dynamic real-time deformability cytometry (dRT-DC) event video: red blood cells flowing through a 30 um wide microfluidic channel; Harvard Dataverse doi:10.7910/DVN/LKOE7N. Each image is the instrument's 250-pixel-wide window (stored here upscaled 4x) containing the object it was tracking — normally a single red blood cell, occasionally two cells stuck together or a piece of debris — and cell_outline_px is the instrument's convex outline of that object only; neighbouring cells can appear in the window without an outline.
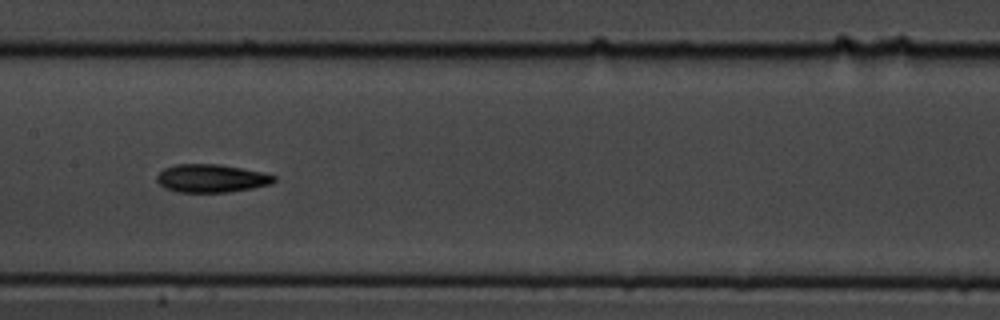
{"species": "common noctule bat (a hibernating species)", "species_latin": "Nyctalus noctula", "temperature_condition": "cold", "stored_images_in_passage": 24, "camera_frame_rate_fps": 3000, "um_per_image_px": 0.085, "animal": {"sex": "male", "body_mass_g": 19.5, "forearm_length_mm": 54.6}, "frame": {"image": 1, "passage_image": 14, "time_ms": 4.333, "image_size_px": [1000, 320], "cell_outline_px": [[276, 180], [272, 184], [252, 188], [228, 192], [180, 192], [164, 188], [156, 180], [156, 176], [164, 168], [176, 164], [220, 164], [264, 172], [276, 176]], "centroid_in_image_um": [17.98, 15.15], "position_along_channel_um": 189.4, "area_um2": 19.31}}
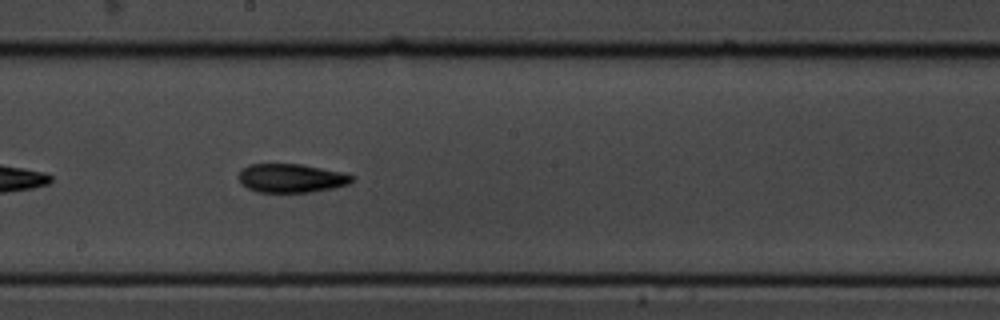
{"frame": {"image": 2, "passage_image": 17, "time_ms": 5.333, "image_size_px": [1000, 320], "cell_outline_px": [[352, 180], [348, 184], [332, 188], [312, 192], [256, 192], [248, 188], [236, 176], [248, 164], [300, 164], [340, 172], [352, 176]], "centroid_in_image_um": [24.71, 15.15], "position_along_channel_um": 223.5, "area_um2": 18.67}}